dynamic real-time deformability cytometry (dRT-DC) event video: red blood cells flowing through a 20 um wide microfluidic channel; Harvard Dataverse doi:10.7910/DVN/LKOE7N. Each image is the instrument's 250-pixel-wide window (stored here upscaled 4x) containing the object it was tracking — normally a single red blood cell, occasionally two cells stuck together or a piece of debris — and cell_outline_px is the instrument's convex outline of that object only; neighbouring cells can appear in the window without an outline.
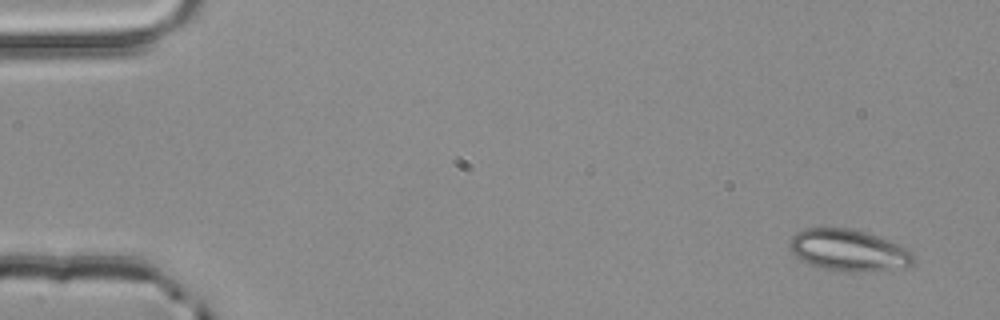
{"species": "common noctule bat (a hibernating species)", "species_latin": "Nyctalus noctula", "temperature_condition": "room temperature", "stored_images_in_passage": 4, "camera_frame_rate_fps": 3000, "um_per_image_px": 0.085, "animal": {"sex": "male", "body_mass_g": 20.4}, "frame": {"image": 1, "passage_image": 1, "time_ms": 0.0, "image_size_px": [1000, 320], "cell_outline_px": [[916, 260], [912, 264], [904, 268], [824, 268], [812, 264], [796, 256], [788, 248], [788, 240], [796, 232], [804, 228], [848, 228], [864, 232], [900, 244], [908, 248], [916, 256]], "centroid_in_image_um": [72.12, 21.2], "position_along_channel_um": 12.9, "area_um2": 28.84}}